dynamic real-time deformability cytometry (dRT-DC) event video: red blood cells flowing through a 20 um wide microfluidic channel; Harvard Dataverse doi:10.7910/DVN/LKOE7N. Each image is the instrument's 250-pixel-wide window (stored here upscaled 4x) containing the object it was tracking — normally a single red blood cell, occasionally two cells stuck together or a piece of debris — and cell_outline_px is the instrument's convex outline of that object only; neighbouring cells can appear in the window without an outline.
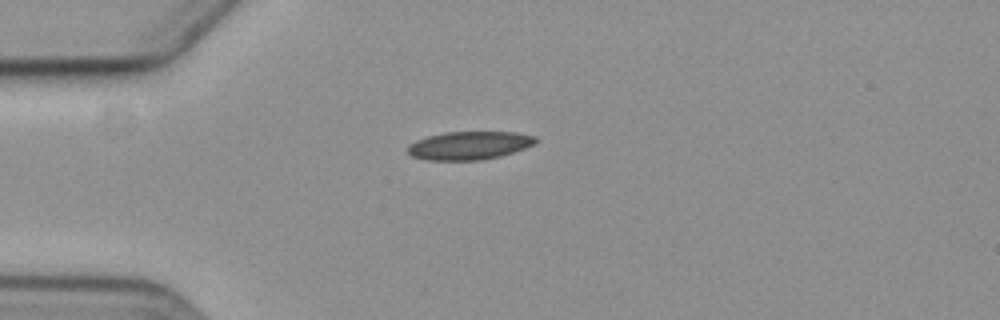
{"species": "common noctule bat (a hibernating species)", "species_latin": "Nyctalus noctula", "temperature_condition": "cold", "stored_images_in_passage": 7, "camera_frame_rate_fps": 3000, "um_per_image_px": 0.085, "animal": {"sex": "female", "body_mass_g": 19.3, "forearm_length_mm": 54.1}, "frame": {"image": 1, "passage_image": 1, "time_ms": 0.0, "image_size_px": [1000, 320], "cell_outline_px": [[540, 140], [536, 144], [500, 156], [480, 160], [424, 160], [412, 156], [408, 152], [408, 144], [416, 140], [428, 136], [444, 132], [516, 132], [536, 136]], "centroid_in_image_um": [39.9, 12.36], "position_along_channel_um": 45.1, "area_um2": 21.15}}
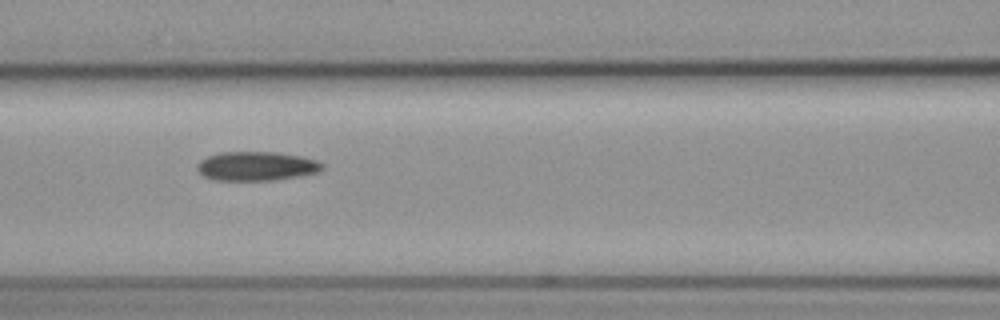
{"frame": {"image": 2, "passage_image": 4, "time_ms": 3.333, "image_size_px": [1000, 320], "cell_outline_px": [[324, 168], [316, 172], [296, 176], [272, 180], [216, 180], [204, 176], [196, 168], [196, 164], [200, 160], [208, 156], [220, 152], [276, 152], [300, 156], [316, 160], [324, 164]], "centroid_in_image_um": [21.77, 14.11], "position_along_channel_um": 144.8, "area_um2": 21.04}}
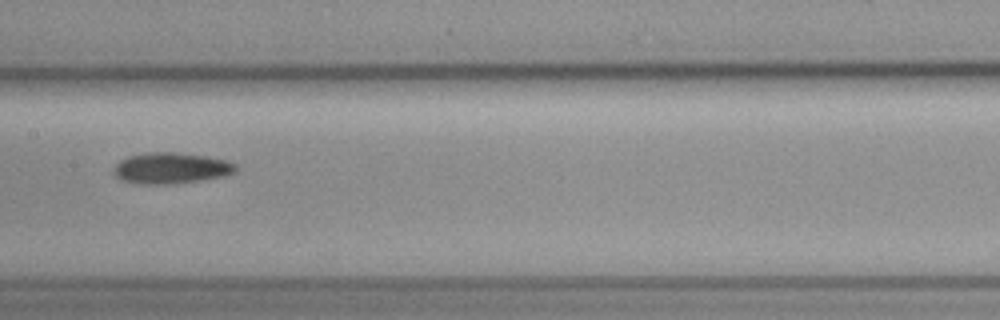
{"frame": {"image": 3, "passage_image": 5, "time_ms": 4.667, "image_size_px": [1000, 320], "cell_outline_px": [[236, 172], [224, 176], [200, 180], [164, 184], [140, 184], [120, 180], [112, 172], [116, 164], [120, 160], [128, 156], [144, 152], [172, 152], [204, 156], [228, 160], [236, 164]], "centroid_in_image_um": [14.51, 14.28], "position_along_channel_um": 192.9, "area_um2": 22.08}}